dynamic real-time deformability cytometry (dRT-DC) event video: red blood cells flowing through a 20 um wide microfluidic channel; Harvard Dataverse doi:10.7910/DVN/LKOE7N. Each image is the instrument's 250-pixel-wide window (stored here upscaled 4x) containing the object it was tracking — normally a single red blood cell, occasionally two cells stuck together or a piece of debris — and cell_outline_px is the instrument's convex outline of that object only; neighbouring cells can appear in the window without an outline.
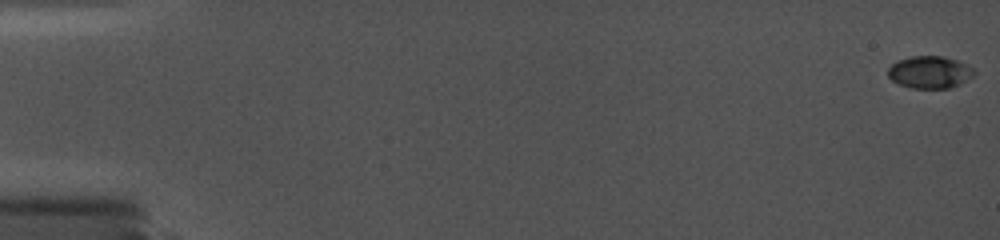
{"species": "common noctule bat (a hibernating species)", "species_latin": "Nyctalus noctula", "temperature_condition": "cold", "stored_images_in_passage": 16, "camera_frame_rate_fps": 5000, "um_per_image_px": 0.085, "animal": {"sex": "female", "body_mass_g": 19.0, "forearm_length_mm": 56.7}, "frame": {"image": 1, "passage_image": 1, "time_ms": 0.0, "image_size_px": [1000, 240], "cell_outline_px": [[976, 72], [972, 76], [960, 84], [948, 88], [912, 88], [900, 84], [892, 80], [888, 76], [888, 68], [896, 60], [912, 56], [944, 56], [968, 64]], "centroid_in_image_um": [79.02, 6.12], "position_along_channel_um": 6.0, "area_um2": 16.18}}
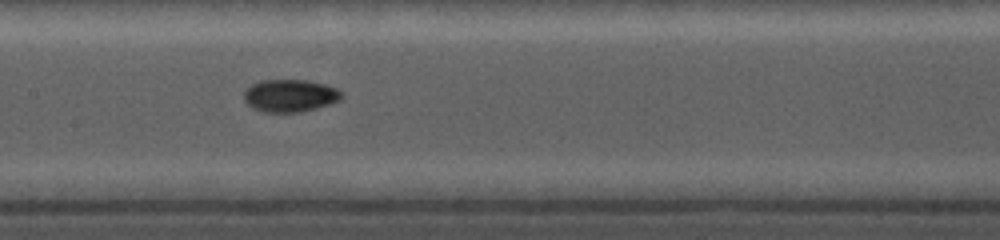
{"frame": {"image": 2, "passage_image": 10, "time_ms": 9.2, "image_size_px": [1000, 240], "cell_outline_px": [[344, 96], [340, 100], [316, 108], [300, 112], [264, 112], [252, 108], [244, 100], [244, 92], [252, 84], [260, 80], [308, 80], [324, 84], [336, 88]], "centroid_in_image_um": [24.64, 8.13], "position_along_channel_um": 182.8, "area_um2": 18.44}}
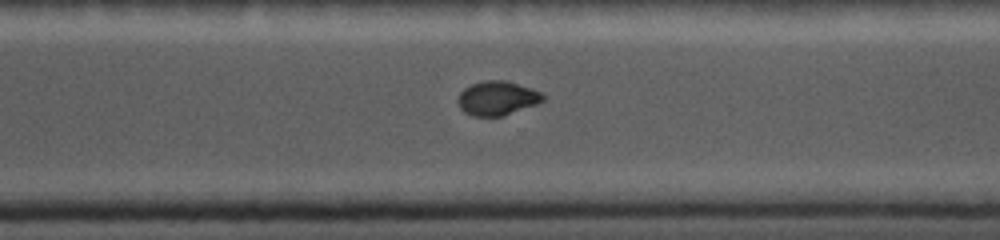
{"frame": {"image": 3, "passage_image": 16, "time_ms": 13.0, "image_size_px": [1000, 240], "cell_outline_px": [[544, 100], [536, 104], [504, 116], [472, 116], [464, 112], [460, 108], [456, 100], [460, 92], [464, 88], [472, 84], [484, 80], [504, 80], [532, 88], [540, 92], [544, 96]], "centroid_in_image_um": [42.24, 8.35], "position_along_channel_um": 328.4, "area_um2": 16.99}}